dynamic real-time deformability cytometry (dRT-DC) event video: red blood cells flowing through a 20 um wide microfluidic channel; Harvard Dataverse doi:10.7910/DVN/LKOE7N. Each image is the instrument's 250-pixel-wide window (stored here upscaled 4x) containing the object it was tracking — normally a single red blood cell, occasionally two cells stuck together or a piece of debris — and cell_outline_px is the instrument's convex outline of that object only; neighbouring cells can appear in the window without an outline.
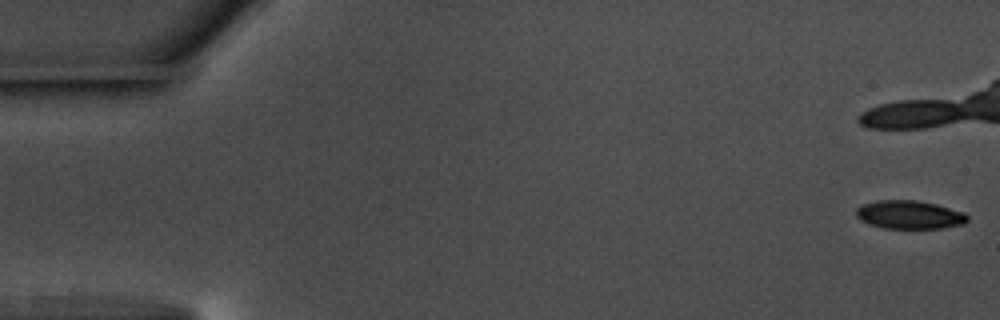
{"species": "common noctule bat (a hibernating species)", "species_latin": "Nyctalus noctula", "temperature_condition": "warm", "stored_images_in_passage": 14, "camera_frame_rate_fps": 3000, "um_per_image_px": 0.085, "animal": {"sex": "male", "body_mass_g": 17.5, "forearm_length_mm": 52.3}, "frame": {"image": 1, "passage_image": 1, "time_ms": 0.0, "image_size_px": [1000, 320], "cell_outline_px": [[968, 220], [964, 224], [940, 228], [884, 228], [868, 224], [860, 220], [856, 216], [856, 208], [864, 204], [876, 200], [916, 200], [936, 204], [964, 212], [968, 216]], "centroid_in_image_um": [77.29, 18.25], "position_along_channel_um": 7.7, "area_um2": 18.44}}